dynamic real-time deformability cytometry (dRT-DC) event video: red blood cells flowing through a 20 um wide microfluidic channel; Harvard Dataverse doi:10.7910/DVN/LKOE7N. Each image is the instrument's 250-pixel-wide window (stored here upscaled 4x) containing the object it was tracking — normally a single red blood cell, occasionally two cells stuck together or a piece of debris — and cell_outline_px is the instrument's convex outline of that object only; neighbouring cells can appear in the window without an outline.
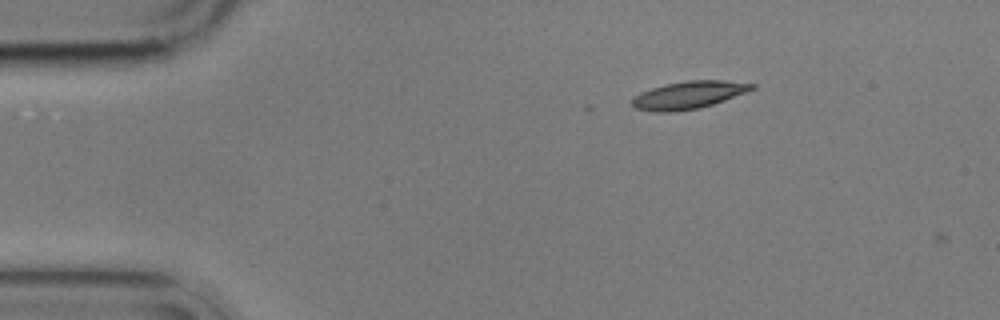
{"species": "common noctule bat (a hibernating species)", "species_latin": "Nyctalus noctula", "temperature_condition": "cold", "stored_images_in_passage": 2, "camera_frame_rate_fps": 3000, "um_per_image_px": 0.085, "animal": {"sex": "male", "body_mass_g": 17.9}, "frame": {"image": 1, "passage_image": 1, "time_ms": 0.0, "image_size_px": [1000, 320], "cell_outline_px": [[756, 88], [724, 100], [700, 108], [672, 112], [656, 112], [636, 108], [632, 104], [632, 100], [640, 92], [664, 84], [688, 80], [724, 80], [756, 84]], "centroid_in_image_um": [58.54, 8.07], "position_along_channel_um": 26.5, "area_um2": 19.13}}